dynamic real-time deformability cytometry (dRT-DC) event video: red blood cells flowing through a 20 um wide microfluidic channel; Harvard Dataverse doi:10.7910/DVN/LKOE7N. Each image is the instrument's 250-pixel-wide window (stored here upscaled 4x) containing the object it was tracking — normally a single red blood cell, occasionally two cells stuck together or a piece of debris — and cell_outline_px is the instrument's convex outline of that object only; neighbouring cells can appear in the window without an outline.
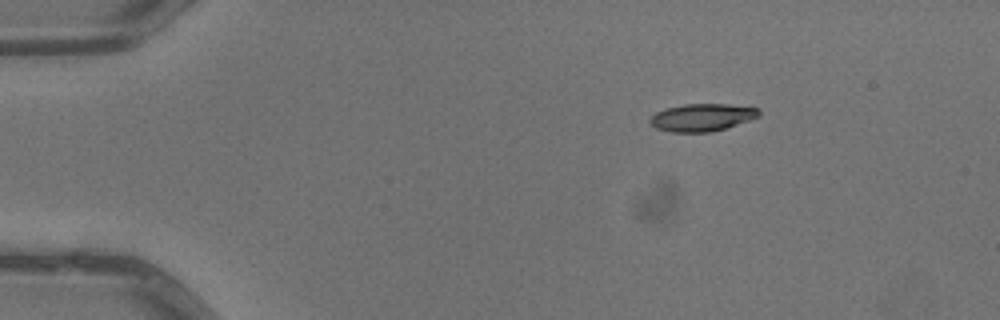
{"species": "common noctule bat (a hibernating species)", "species_latin": "Nyctalus noctula", "temperature_condition": "warm", "stored_images_in_passage": 3, "camera_frame_rate_fps": 3000, "um_per_image_px": 0.085, "animal": {"sex": "male", "body_mass_g": 13.3}, "frame": {"image": 1, "passage_image": 1, "time_ms": 0.0, "image_size_px": [1000, 320], "cell_outline_px": [[760, 116], [712, 132], [672, 132], [656, 128], [648, 120], [656, 112], [664, 108], [684, 104], [728, 104], [756, 108], [760, 112]], "centroid_in_image_um": [59.63, 9.97], "position_along_channel_um": 25.4, "area_um2": 17.28}}